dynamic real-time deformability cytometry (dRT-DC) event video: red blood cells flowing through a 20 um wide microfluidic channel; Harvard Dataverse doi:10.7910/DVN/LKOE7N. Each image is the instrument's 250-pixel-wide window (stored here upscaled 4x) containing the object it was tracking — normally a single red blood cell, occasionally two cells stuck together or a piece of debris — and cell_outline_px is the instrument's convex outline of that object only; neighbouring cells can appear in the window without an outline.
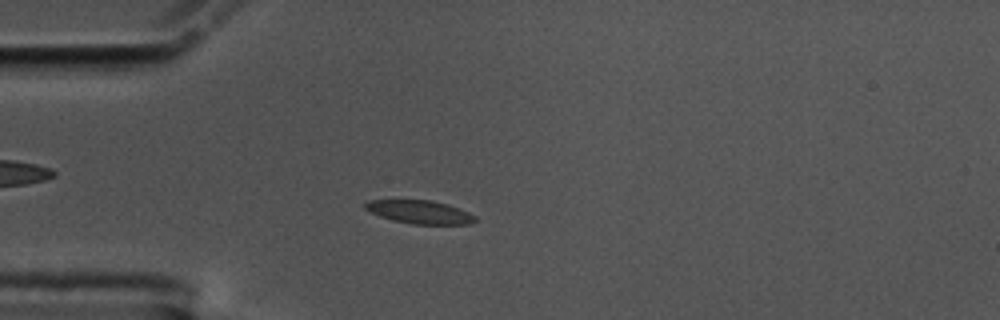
{"species": "common noctule bat (a hibernating species)", "species_latin": "Nyctalus noctula", "temperature_condition": "cold", "stored_images_in_passage": 55, "camera_frame_rate_fps": 3000, "um_per_image_px": 0.085, "animal": {"sex": "male", "body_mass_g": 17.5, "forearm_length_mm": 52.3}, "frame": {"image": 1, "passage_image": 14, "time_ms": 4.333, "image_size_px": [1000, 320], "cell_outline_px": [[476, 220], [468, 224], [412, 224], [392, 220], [380, 216], [364, 208], [364, 204], [368, 200], [428, 200], [448, 204], [468, 212], [476, 216]], "centroid_in_image_um": [35.67, 18.02], "position_along_channel_um": 49.3, "area_um2": 14.8}}
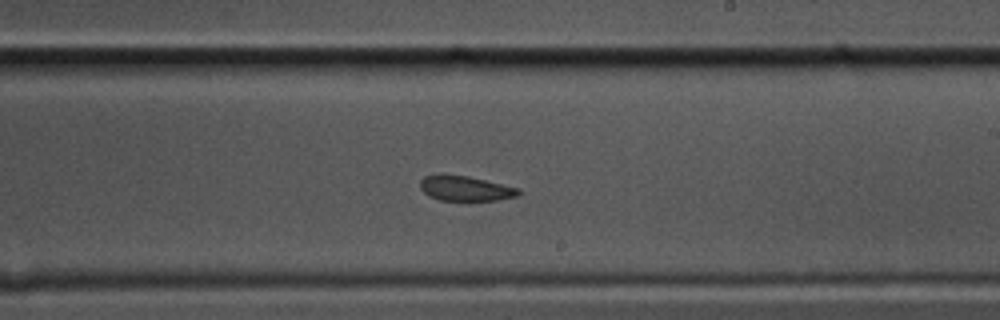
{"frame": {"image": 2, "passage_image": 32, "time_ms": 10.333, "image_size_px": [1000, 320], "cell_outline_px": [[520, 196], [496, 200], [440, 200], [428, 196], [420, 188], [420, 180], [424, 176], [440, 172], [468, 176], [520, 188]], "centroid_in_image_um": [39.52, 15.99], "position_along_channel_um": 249.5, "area_um2": 14.68}}
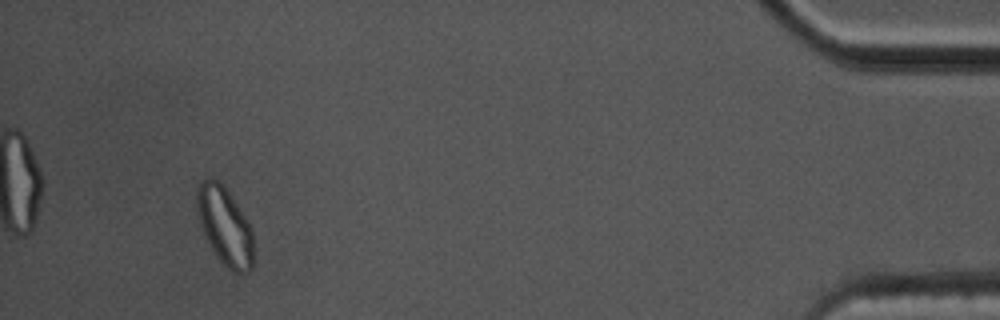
{"frame": {"image": 3, "passage_image": 52, "time_ms": 17.0, "image_size_px": [1000, 320], "cell_outline_px": [[256, 252], [252, 268], [248, 272], [232, 272], [216, 256], [200, 224], [196, 200], [196, 192], [200, 184], [204, 180], [212, 176], [228, 192], [248, 220], [252, 228]], "centroid_in_image_um": [19.17, 19.26], "position_along_channel_um": 416.0, "area_um2": 25.72}, "authors_computed_cell_mechanics": {"area_um2": 15.3748, "velocity_mm_per_s": 3.5361, "shape_relaxation_time_tau1_ms": 6.6713, "shape_relaxation_time_tau2_ms": 2.9484, "deformation_change_tau1": 0.1681, "deformation_change_tau2": 0.1002}}